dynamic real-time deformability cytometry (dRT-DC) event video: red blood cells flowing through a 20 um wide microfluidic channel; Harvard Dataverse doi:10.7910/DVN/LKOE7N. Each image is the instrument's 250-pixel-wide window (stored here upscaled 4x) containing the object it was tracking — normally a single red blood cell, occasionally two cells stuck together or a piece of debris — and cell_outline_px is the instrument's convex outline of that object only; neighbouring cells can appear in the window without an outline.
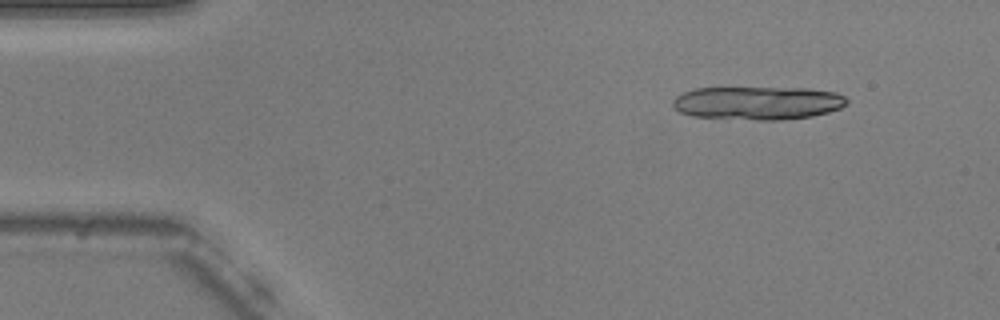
{"species": "common noctule bat (a hibernating species)", "species_latin": "Nyctalus noctula", "temperature_condition": "warm", "stored_images_in_passage": 10, "camera_frame_rate_fps": 3000, "um_per_image_px": 0.085, "animal": {"sex": "male", "body_mass_g": 20.5, "forearm_length_mm": 52.5}, "frame": {"image": 1, "passage_image": 1, "time_ms": 0.0, "image_size_px": [1000, 320], "cell_outline_px": [[848, 104], [840, 108], [828, 112], [812, 116], [780, 120], [756, 120], [692, 116], [680, 112], [672, 104], [672, 100], [676, 96], [684, 92], [696, 88], [808, 88], [836, 92], [844, 96], [848, 100]], "centroid_in_image_um": [64.43, 8.75], "position_along_channel_um": 20.6, "area_um2": 33.87}}